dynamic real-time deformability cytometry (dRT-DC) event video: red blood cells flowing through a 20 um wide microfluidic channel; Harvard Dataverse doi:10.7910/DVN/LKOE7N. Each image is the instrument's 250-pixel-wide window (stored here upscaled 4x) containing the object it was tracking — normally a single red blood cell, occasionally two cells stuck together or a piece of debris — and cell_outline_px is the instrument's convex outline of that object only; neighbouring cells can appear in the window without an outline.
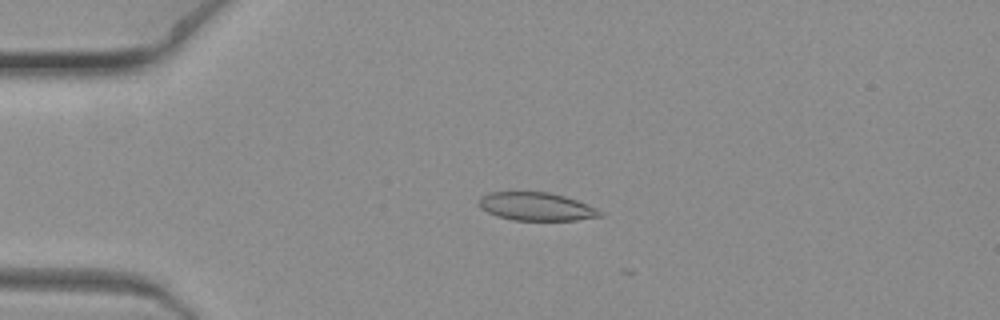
{"species": "common noctule bat (a hibernating species)", "species_latin": "Nyctalus noctula", "temperature_condition": "warm", "stored_images_in_passage": 8, "camera_frame_rate_fps": 3000, "um_per_image_px": 0.085, "animal": {"sex": "female", "body_mass_g": 19.3, "forearm_length_mm": 54.1}, "frame": {"image": 1, "passage_image": 6, "time_ms": 1.667, "image_size_px": [1000, 320], "cell_outline_px": [[604, 216], [576, 220], [512, 220], [496, 216], [480, 208], [476, 204], [476, 200], [480, 196], [492, 192], [548, 192], [564, 196], [588, 204], [604, 212]], "centroid_in_image_um": [45.56, 17.56], "position_along_channel_um": 39.4, "area_um2": 20.11}}